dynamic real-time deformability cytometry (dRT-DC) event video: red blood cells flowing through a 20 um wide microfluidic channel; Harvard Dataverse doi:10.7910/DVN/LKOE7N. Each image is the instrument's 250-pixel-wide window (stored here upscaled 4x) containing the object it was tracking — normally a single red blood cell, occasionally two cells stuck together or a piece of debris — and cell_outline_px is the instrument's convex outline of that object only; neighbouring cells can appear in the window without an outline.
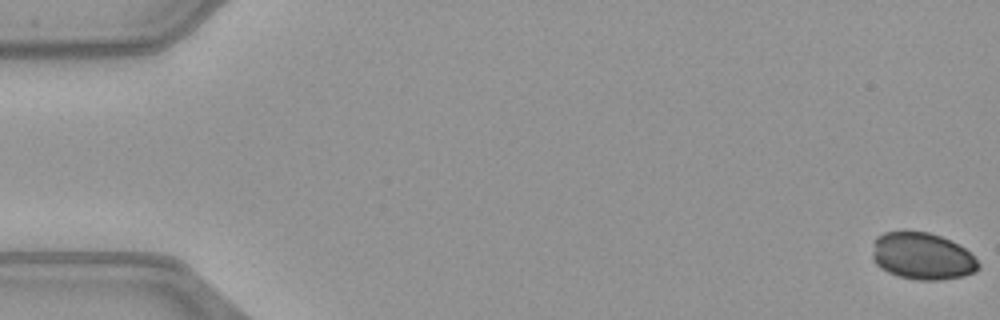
{"species": "common noctule bat (a hibernating species)", "species_latin": "Nyctalus noctula", "temperature_condition": "warm", "stored_images_in_passage": 52, "camera_frame_rate_fps": 3000, "um_per_image_px": 0.085, "animal": {"sex": "female", "body_mass_g": 21.9}, "frame": {"image": 1, "passage_image": 1, "time_ms": 0.0, "image_size_px": [1000, 320], "cell_outline_px": [[980, 268], [976, 272], [964, 276], [940, 280], [916, 280], [900, 276], [888, 272], [880, 268], [872, 260], [872, 240], [876, 236], [884, 232], [904, 228], [928, 232], [940, 236], [964, 248], [980, 264]], "centroid_in_image_um": [78.32, 21.74], "position_along_channel_um": 6.7, "area_um2": 29.71}}
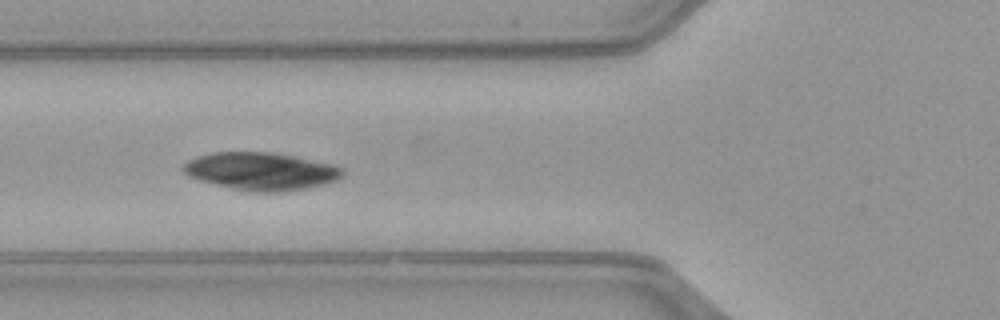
{"frame": {"image": 2, "passage_image": 20, "time_ms": 6.333, "image_size_px": [1000, 320], "cell_outline_px": [[344, 176], [336, 180], [324, 184], [304, 188], [280, 192], [252, 192], [232, 188], [200, 180], [188, 176], [180, 168], [188, 160], [196, 156], [212, 152], [272, 152], [296, 156], [332, 164], [344, 168]], "centroid_in_image_um": [22.19, 14.54], "position_along_channel_um": 103.6, "area_um2": 35.08}}
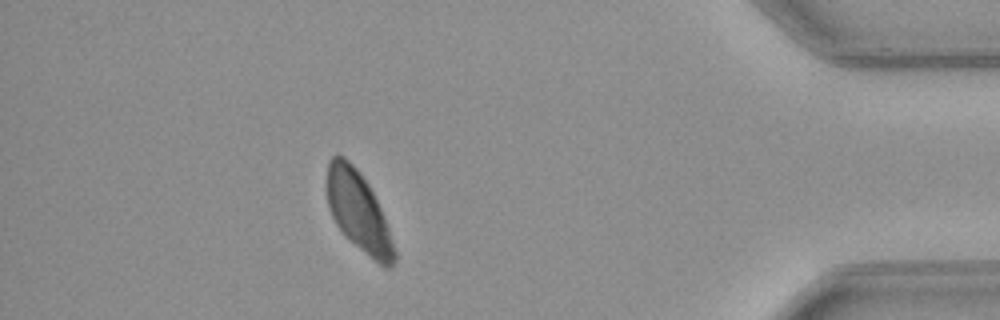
{"frame": {"image": 3, "passage_image": 46, "time_ms": 15.0, "image_size_px": [1000, 320], "cell_outline_px": [[396, 260], [392, 268], [384, 268], [344, 236], [336, 224], [332, 216], [328, 204], [324, 184], [328, 160], [332, 156], [344, 156], [360, 172], [368, 184], [384, 216], [396, 252]], "centroid_in_image_um": [30.43, 17.97], "position_along_channel_um": 404.8, "area_um2": 31.56}}